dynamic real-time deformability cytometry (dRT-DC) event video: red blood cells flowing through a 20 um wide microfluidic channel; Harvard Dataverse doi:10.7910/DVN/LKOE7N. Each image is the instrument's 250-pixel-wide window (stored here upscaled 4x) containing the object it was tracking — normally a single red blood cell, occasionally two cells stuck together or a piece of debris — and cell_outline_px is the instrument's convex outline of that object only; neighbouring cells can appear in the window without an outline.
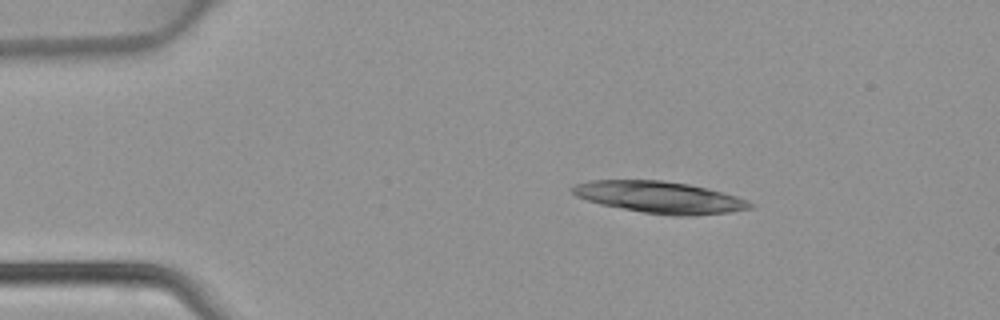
{"species": "common noctule bat (a hibernating species)", "species_latin": "Nyctalus noctula", "temperature_condition": "warm", "stored_images_in_passage": 44, "camera_frame_rate_fps": 3000, "um_per_image_px": 0.085, "animal": {"sex": "female", "body_mass_g": 22.7, "forearm_length_mm": 54.2}, "frame": {"image": 1, "passage_image": 6, "time_ms": 1.667, "image_size_px": [1000, 320], "cell_outline_px": [[756, 208], [732, 212], [692, 216], [672, 216], [644, 212], [600, 204], [576, 196], [568, 188], [576, 184], [588, 180], [664, 180], [688, 184], [708, 188], [736, 196], [748, 200], [756, 204]], "centroid_in_image_um": [56.13, 16.77], "position_along_channel_um": 28.9, "area_um2": 33.18}}
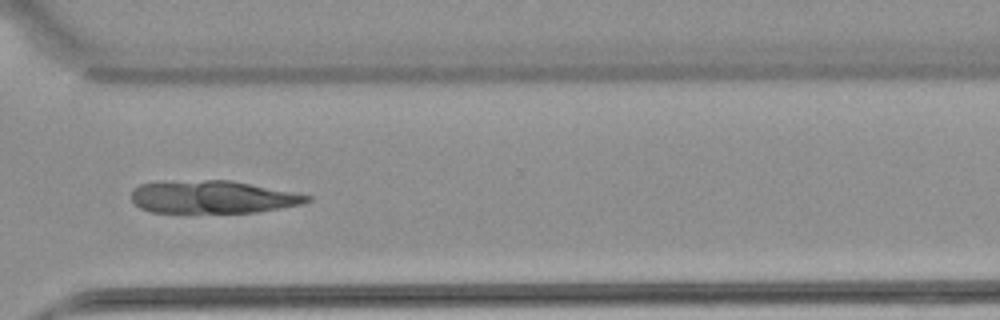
{"frame": {"image": 2, "passage_image": 32, "time_ms": 10.333, "image_size_px": [1000, 320], "cell_outline_px": [[312, 200], [300, 204], [256, 212], [148, 212], [140, 208], [132, 200], [132, 188], [140, 184], [204, 180], [232, 180], [312, 196]], "centroid_in_image_um": [18.07, 16.75], "position_along_channel_um": 352.5, "area_um2": 33.0}}
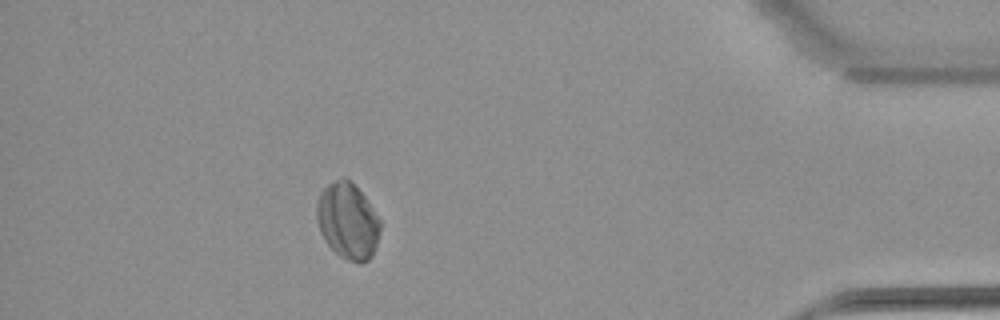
{"frame": {"image": 3, "passage_image": 39, "time_ms": 12.667, "image_size_px": [1000, 320], "cell_outline_px": [[380, 232], [372, 256], [368, 260], [360, 264], [348, 260], [340, 256], [324, 240], [320, 232], [316, 220], [316, 200], [320, 192], [328, 184], [344, 176], [368, 200], [380, 220]], "centroid_in_image_um": [29.54, 18.79], "position_along_channel_um": 405.7, "area_um2": 28.21}}